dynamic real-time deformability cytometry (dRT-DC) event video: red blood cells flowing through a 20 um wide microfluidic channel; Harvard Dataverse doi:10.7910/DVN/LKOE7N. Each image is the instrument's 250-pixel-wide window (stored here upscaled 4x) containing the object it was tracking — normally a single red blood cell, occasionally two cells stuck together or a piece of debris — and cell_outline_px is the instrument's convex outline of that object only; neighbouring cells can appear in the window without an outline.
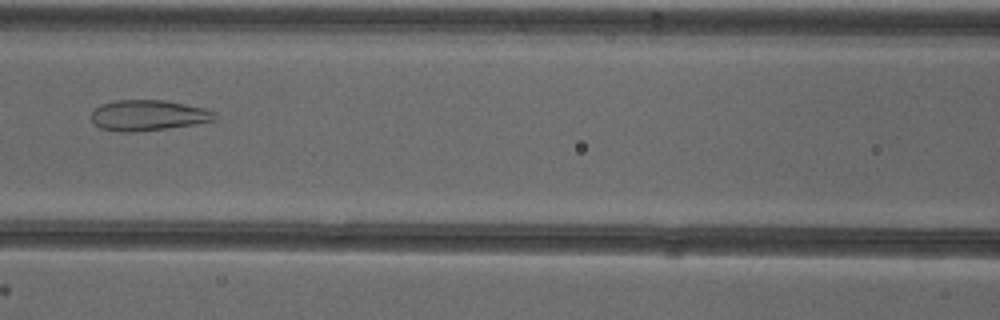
{"species": "common noctule bat (a hibernating species)", "species_latin": "Nyctalus noctula", "temperature_condition": "cold", "stored_images_in_passage": 26, "camera_frame_rate_fps": 3000, "um_per_image_px": 0.085, "animal": {"sex": "female"}, "frame": {"image": 1, "passage_image": 7, "time_ms": 2.0, "image_size_px": [1000, 320], "cell_outline_px": [[216, 120], [196, 124], [168, 128], [132, 132], [120, 132], [100, 128], [92, 120], [92, 112], [100, 104], [116, 100], [164, 100], [204, 108], [216, 112]], "centroid_in_image_um": [12.61, 9.8], "position_along_channel_um": 154.0, "area_um2": 22.02}}
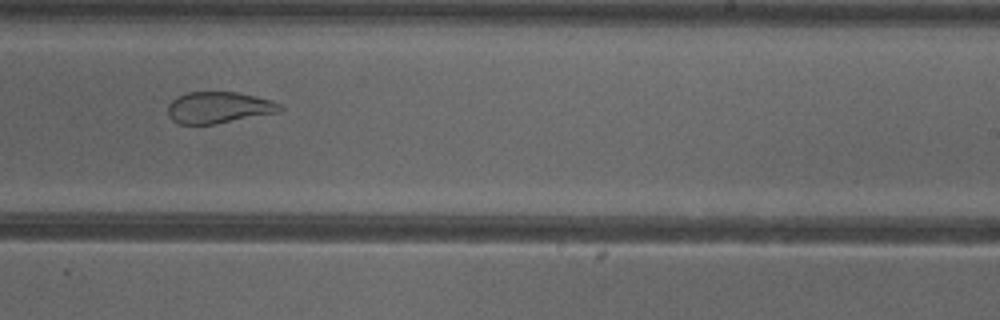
{"frame": {"image": 2, "passage_image": 16, "time_ms": 5.0, "image_size_px": [1000, 320], "cell_outline_px": [[284, 108], [280, 112], [216, 124], [180, 124], [172, 120], [168, 116], [168, 104], [176, 96], [188, 92], [236, 92], [256, 96], [272, 100], [280, 104]], "centroid_in_image_um": [18.6, 9.14], "position_along_channel_um": 270.4, "area_um2": 20.75}}
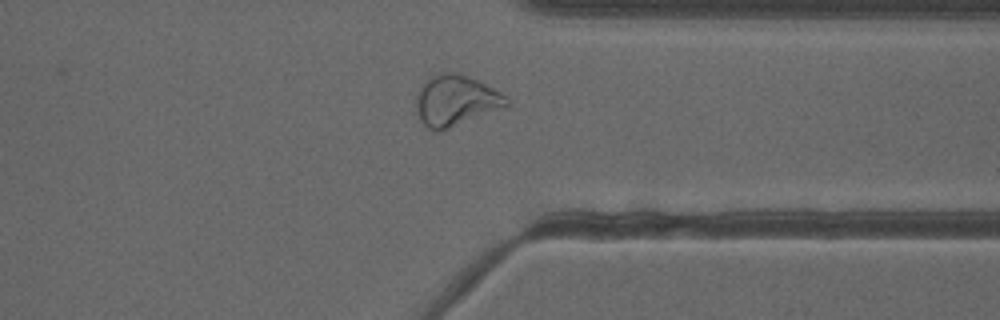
{"frame": {"image": 3, "passage_image": 24, "time_ms": 7.667, "image_size_px": [1000, 320], "cell_outline_px": [[512, 104], [508, 108], [440, 132], [436, 132], [428, 128], [420, 120], [416, 108], [416, 96], [420, 88], [428, 76], [436, 72], [456, 72], [468, 76], [508, 96]], "centroid_in_image_um": [38.78, 8.57], "position_along_channel_um": 372.6, "area_um2": 27.57}}